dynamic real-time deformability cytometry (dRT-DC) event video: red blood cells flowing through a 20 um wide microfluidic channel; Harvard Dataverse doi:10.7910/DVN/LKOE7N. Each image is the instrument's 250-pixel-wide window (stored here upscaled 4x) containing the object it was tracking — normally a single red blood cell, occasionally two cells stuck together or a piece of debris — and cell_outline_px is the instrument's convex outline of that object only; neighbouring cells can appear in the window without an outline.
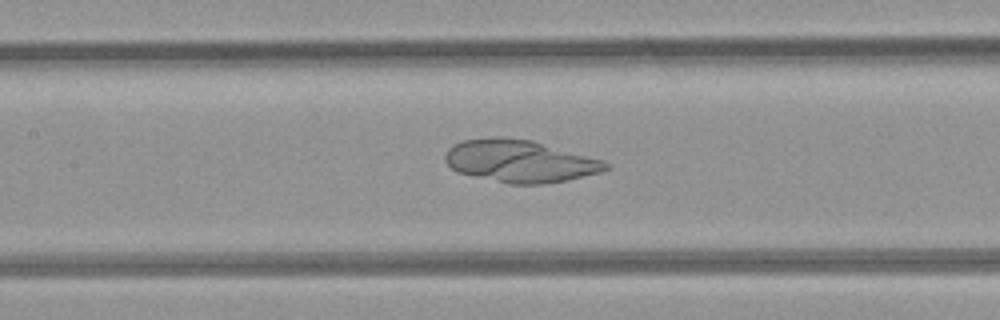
{"species": "common noctule bat (a hibernating species)", "species_latin": "Nyctalus noctula", "temperature_condition": "room temperature", "stored_images_in_passage": 5, "segment_of_instrument_passage": [2, 2], "camera_frame_rate_fps": 3000, "um_per_image_px": 0.085, "animal": {"sex": "female", "body_mass_g": 21.9}, "frame": {"image": 1, "passage_image": 5, "time_ms": 4.667, "image_size_px": [1000, 320], "cell_outline_px": [[612, 168], [600, 172], [568, 180], [540, 184], [508, 184], [456, 172], [444, 160], [444, 156], [448, 148], [452, 144], [464, 140], [496, 136], [500, 136], [532, 140], [604, 160]], "centroid_in_image_um": [44.18, 13.69], "position_along_channel_um": 163.2, "area_um2": 39.88}}